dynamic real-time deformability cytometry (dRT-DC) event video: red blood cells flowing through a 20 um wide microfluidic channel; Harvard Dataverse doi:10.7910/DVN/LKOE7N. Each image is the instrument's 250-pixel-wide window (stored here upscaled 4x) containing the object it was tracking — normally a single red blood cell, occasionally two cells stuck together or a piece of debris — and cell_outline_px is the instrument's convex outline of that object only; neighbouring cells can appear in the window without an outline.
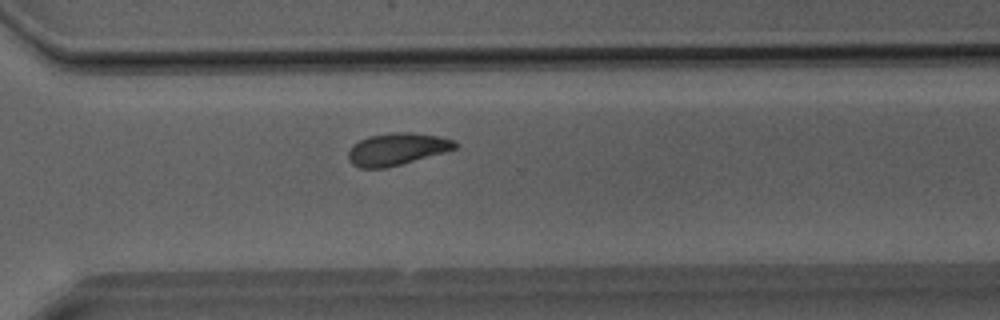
{"species": "Egyptian fruit bat (a non-hibernating species)", "species_latin": "Rousettus aegyptiacus", "temperature_condition": "room temperature", "stored_images_in_passage": 33, "camera_frame_rate_fps": 3000, "um_per_image_px": 0.085, "animal": {"sex": "male"}, "frame": {"image": 1, "passage_image": 24, "time_ms": 7.667, "image_size_px": [1000, 320], "cell_outline_px": [[460, 144], [456, 148], [444, 152], [400, 164], [384, 168], [360, 168], [352, 164], [348, 160], [348, 152], [352, 144], [368, 136], [396, 132], [412, 132], [440, 136], [452, 140]], "centroid_in_image_um": [33.72, 12.66], "position_along_channel_um": 336.9, "area_um2": 19.94}}